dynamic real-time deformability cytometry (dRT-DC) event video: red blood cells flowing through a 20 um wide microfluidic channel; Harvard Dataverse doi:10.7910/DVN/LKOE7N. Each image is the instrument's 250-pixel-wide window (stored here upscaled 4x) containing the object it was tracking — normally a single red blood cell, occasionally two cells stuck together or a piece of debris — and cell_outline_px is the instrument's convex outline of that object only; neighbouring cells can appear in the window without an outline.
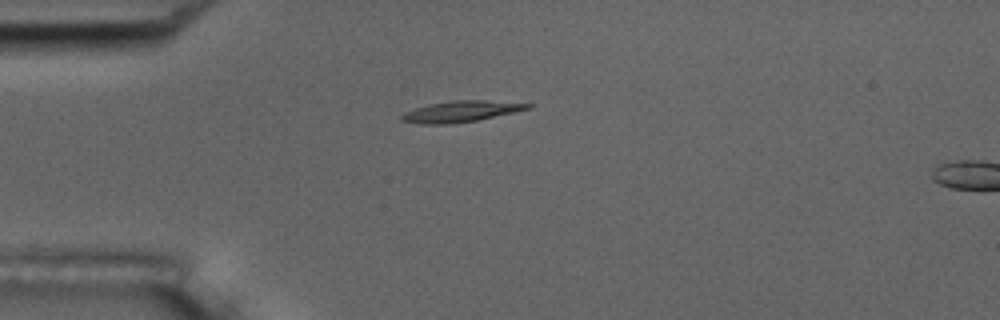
{"species": "common noctule bat (a hibernating species)", "species_latin": "Nyctalus noctula", "temperature_condition": "room temperature", "stored_images_in_passage": 4, "camera_frame_rate_fps": 3000, "um_per_image_px": 0.085, "animal": {"sex": "male", "body_mass_g": 17.5, "forearm_length_mm": 52.3}, "frame": {"image": 1, "passage_image": 1, "time_ms": 0.0, "image_size_px": [1000, 320], "cell_outline_px": [[532, 108], [476, 120], [448, 124], [420, 124], [400, 120], [400, 116], [404, 112], [428, 104], [456, 100], [484, 100], [532, 104]], "centroid_in_image_um": [39.14, 9.47], "position_along_channel_um": 45.9, "area_um2": 15.26}}